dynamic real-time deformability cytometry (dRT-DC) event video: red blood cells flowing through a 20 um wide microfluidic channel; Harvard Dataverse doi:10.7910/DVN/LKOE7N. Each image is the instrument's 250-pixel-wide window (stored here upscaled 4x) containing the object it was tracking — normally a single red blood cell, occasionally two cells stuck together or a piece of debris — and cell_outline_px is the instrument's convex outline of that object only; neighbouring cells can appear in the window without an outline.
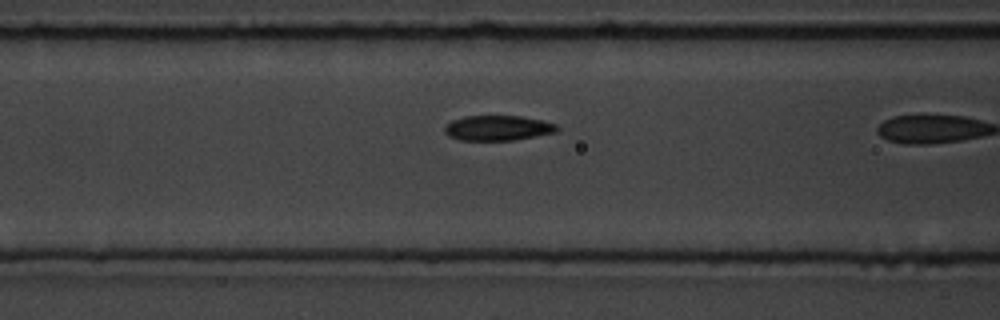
{"species": "common noctule bat (a hibernating species)", "species_latin": "Nyctalus noctula", "temperature_condition": "room temperature", "stored_images_in_passage": 24, "camera_frame_rate_fps": 3000, "um_per_image_px": 0.085, "animal": {"sex": "male", "body_mass_g": 19.5, "forearm_length_mm": 54.6}, "frame": {"image": 1, "passage_image": 20, "time_ms": 6.333, "image_size_px": [1000, 320], "cell_outline_px": [[560, 128], [556, 132], [512, 140], [460, 140], [448, 136], [444, 132], [444, 128], [452, 120], [464, 116], [520, 116], [544, 120], [556, 124]], "centroid_in_image_um": [42.32, 10.87], "position_along_channel_um": 124.3, "area_um2": 16.42}}
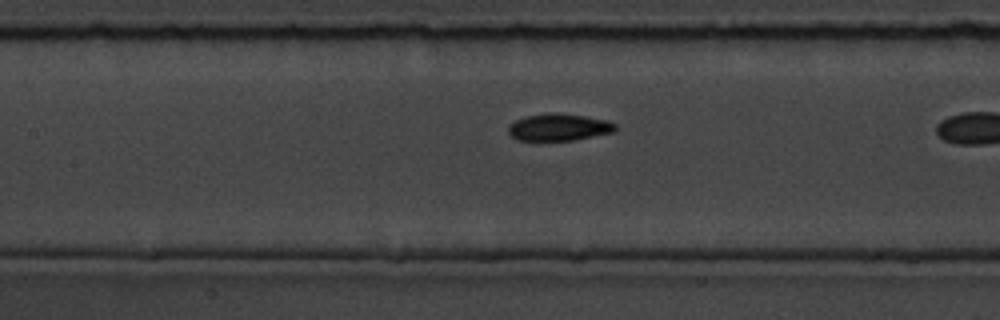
{"frame": {"image": 2, "passage_image": 23, "time_ms": 7.333, "image_size_px": [1000, 320], "cell_outline_px": [[616, 132], [572, 140], [516, 140], [508, 132], [508, 124], [516, 120], [528, 116], [552, 112], [560, 112], [608, 120], [616, 124]], "centroid_in_image_um": [47.52, 10.81], "position_along_channel_um": 159.9, "area_um2": 16.94}}